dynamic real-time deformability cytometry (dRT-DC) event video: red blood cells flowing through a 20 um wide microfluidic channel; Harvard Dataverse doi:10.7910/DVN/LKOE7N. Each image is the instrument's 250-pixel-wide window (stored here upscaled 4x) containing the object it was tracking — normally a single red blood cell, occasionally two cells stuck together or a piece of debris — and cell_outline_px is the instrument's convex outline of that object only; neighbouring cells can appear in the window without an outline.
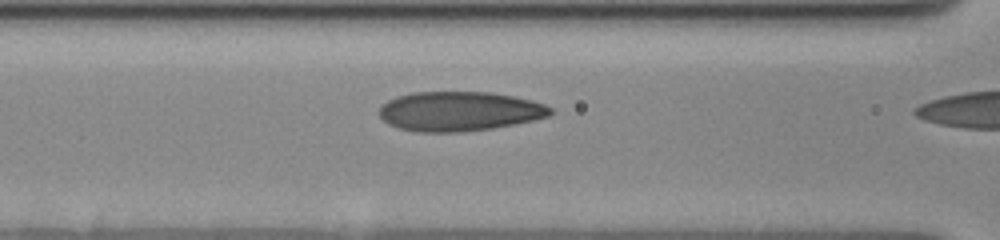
{"species": "human", "species_latin": "Homo sapiens", "temperature_condition": "cold", "stored_images_in_passage": 25, "camera_frame_rate_fps": 3000, "um_per_image_px": 0.085, "donor": {"sex": "female"}, "frame": {"image": 1, "passage_image": 24, "time_ms": 7.667, "image_size_px": [1000, 240], "cell_outline_px": [[552, 112], [548, 116], [532, 120], [492, 128], [460, 132], [416, 132], [400, 128], [388, 124], [376, 112], [380, 104], [396, 96], [412, 92], [488, 92], [512, 96], [532, 100], [544, 104], [552, 108]], "centroid_in_image_um": [38.97, 9.45], "position_along_channel_um": 127.6, "area_um2": 39.48}}